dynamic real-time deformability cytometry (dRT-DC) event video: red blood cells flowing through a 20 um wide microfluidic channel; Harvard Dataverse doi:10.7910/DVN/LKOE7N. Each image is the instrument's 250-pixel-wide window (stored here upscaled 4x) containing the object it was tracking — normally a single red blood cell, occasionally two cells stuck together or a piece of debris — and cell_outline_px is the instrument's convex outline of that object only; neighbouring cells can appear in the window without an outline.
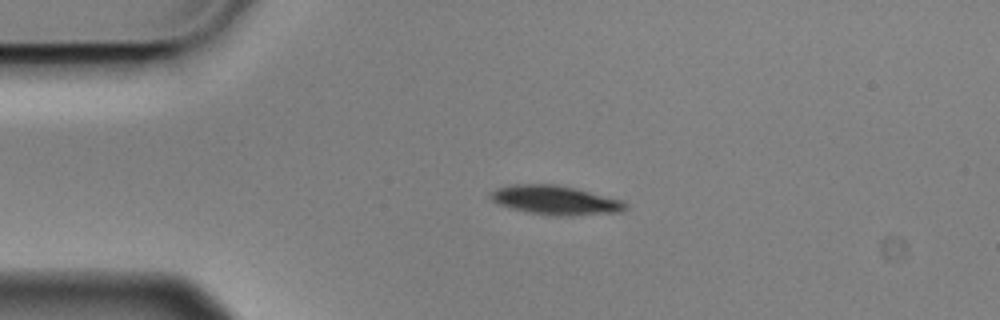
{"species": "Egyptian fruit bat (a non-hibernating species)", "species_latin": "Rousettus aegyptiacus", "temperature_condition": "cold", "stored_images_in_passage": 4, "camera_frame_rate_fps": 3000, "um_per_image_px": 0.085, "animal": {"sex": "male"}, "frame": {"image": 1, "passage_image": 3, "time_ms": 0.667, "image_size_px": [1000, 320], "cell_outline_px": [[628, 208], [620, 212], [572, 216], [552, 216], [528, 212], [512, 208], [500, 204], [492, 200], [488, 196], [496, 188], [512, 184], [556, 184], [576, 188], [624, 200], [628, 204]], "centroid_in_image_um": [47.26, 17.01], "position_along_channel_um": 37.7, "area_um2": 23.12}}